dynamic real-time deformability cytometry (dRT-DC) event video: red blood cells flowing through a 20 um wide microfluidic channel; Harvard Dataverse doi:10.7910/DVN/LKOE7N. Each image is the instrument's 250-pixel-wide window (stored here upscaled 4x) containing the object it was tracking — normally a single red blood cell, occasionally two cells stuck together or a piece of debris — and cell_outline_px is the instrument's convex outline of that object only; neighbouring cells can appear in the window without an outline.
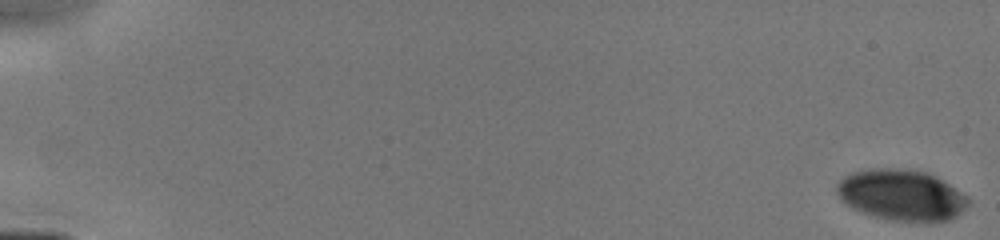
{"species": "human", "species_latin": "Homo sapiens", "temperature_condition": "cold", "stored_images_in_passage": 35, "camera_frame_rate_fps": 3000, "um_per_image_px": 0.085, "donor": {"sex": "male"}, "frame": {"image": 1, "passage_image": 1, "time_ms": 0.0, "image_size_px": [1000, 240], "cell_outline_px": [[968, 204], [956, 216], [948, 220], [888, 220], [872, 216], [860, 212], [852, 208], [840, 200], [836, 192], [836, 184], [844, 176], [852, 172], [868, 168], [900, 168], [928, 172], [936, 176], [968, 196]], "centroid_in_image_um": [76.56, 16.55], "position_along_channel_um": 8.4, "area_um2": 39.02}}
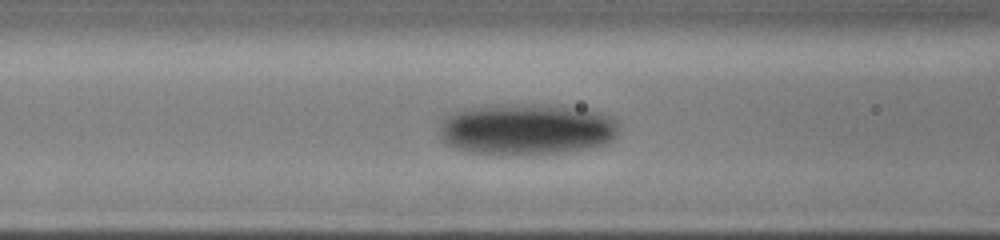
{"frame": {"image": 2, "passage_image": 19, "time_ms": 7.0, "image_size_px": [1000, 240], "cell_outline_px": [[620, 124], [616, 136], [608, 144], [588, 148], [560, 152], [524, 156], [468, 152], [452, 148], [440, 140], [440, 124], [452, 112], [460, 108], [496, 104], [560, 104], [604, 112], [612, 116]], "centroid_in_image_um": [44.78, 10.97], "position_along_channel_um": 121.8, "area_um2": 55.37}}
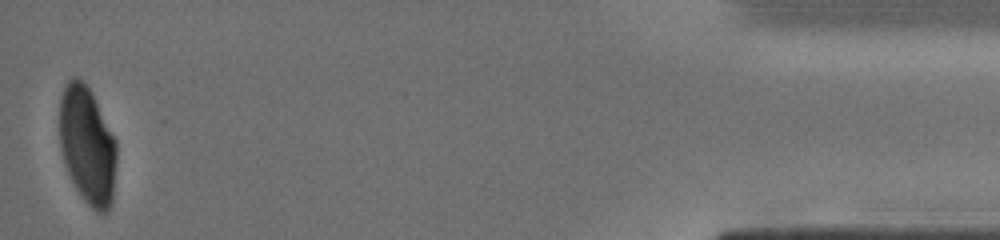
{"frame": {"image": 3, "passage_image": 35, "time_ms": 15.667, "image_size_px": [1000, 240], "cell_outline_px": [[116, 160], [112, 200], [108, 208], [104, 212], [96, 212], [80, 196], [64, 164], [60, 148], [60, 96], [64, 84], [72, 76], [76, 76], [92, 92], [116, 140]], "centroid_in_image_um": [7.41, 12.33], "position_along_channel_um": 427.8, "area_um2": 39.07}}